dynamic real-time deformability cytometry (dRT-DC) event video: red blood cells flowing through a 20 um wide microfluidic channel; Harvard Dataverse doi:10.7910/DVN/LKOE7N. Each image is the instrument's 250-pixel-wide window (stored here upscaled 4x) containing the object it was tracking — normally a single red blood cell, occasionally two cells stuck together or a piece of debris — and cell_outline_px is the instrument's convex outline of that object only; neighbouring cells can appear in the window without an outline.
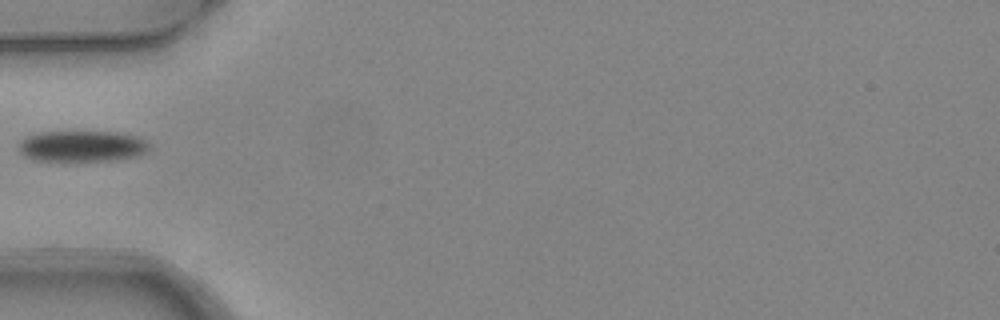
{"species": "common noctule bat (a hibernating species)", "species_latin": "Nyctalus noctula", "temperature_condition": "warm", "stored_images_in_passage": 3, "camera_frame_rate_fps": 3000, "um_per_image_px": 0.085, "animal": {"sex": "female", "body_mass_g": 24.6, "forearm_length_mm": 56.2}, "frame": {"image": 1, "passage_image": 2, "time_ms": 0.333, "image_size_px": [1000, 320], "cell_outline_px": [[148, 152], [136, 156], [116, 160], [32, 160], [24, 156], [20, 152], [20, 140], [28, 136], [40, 132], [116, 132], [140, 136], [148, 144]], "centroid_in_image_um": [6.99, 12.42], "position_along_channel_um": 78.0, "area_um2": 23.47}}
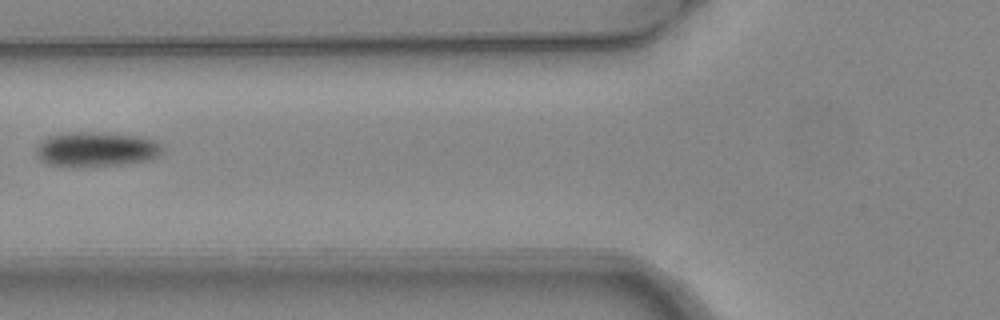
{"frame": {"image": 2, "passage_image": 3, "time_ms": 0.667, "image_size_px": [1000, 320], "cell_outline_px": [[164, 148], [156, 156], [148, 160], [124, 164], [48, 164], [40, 160], [36, 156], [36, 148], [48, 136], [72, 132], [108, 132], [140, 136], [156, 140]], "centroid_in_image_um": [8.23, 12.64], "position_along_channel_um": 117.6, "area_um2": 24.85}}